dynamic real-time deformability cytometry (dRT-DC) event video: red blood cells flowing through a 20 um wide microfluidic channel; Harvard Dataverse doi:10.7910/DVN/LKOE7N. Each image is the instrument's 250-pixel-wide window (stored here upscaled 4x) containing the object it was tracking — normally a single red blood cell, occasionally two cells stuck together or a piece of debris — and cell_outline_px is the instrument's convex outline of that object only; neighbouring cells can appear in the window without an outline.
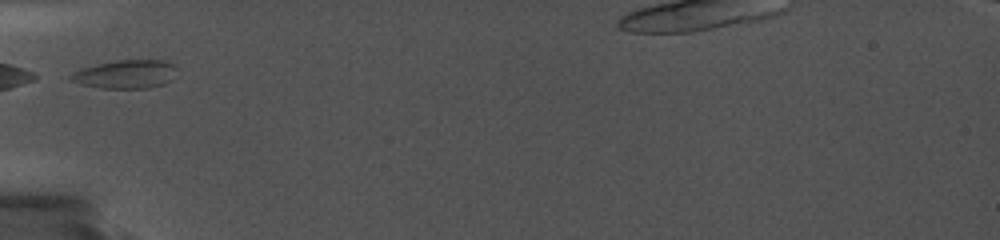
{"species": "common noctule bat (a hibernating species)", "species_latin": "Nyctalus noctula", "temperature_condition": "cold", "stored_images_in_passage": 32, "camera_frame_rate_fps": 5000, "um_per_image_px": 0.085, "animal": {"sex": "female", "body_mass_g": 19.0, "forearm_length_mm": 56.7}, "frame": {"image": 1, "passage_image": 1, "time_ms": 0.0, "image_size_px": [1000, 240], "cell_outline_px": [[180, 68], [172, 80], [164, 84], [148, 88], [100, 88], [80, 84], [72, 80], [68, 76], [84, 68], [96, 64], [116, 60], [168, 60], [176, 64]], "centroid_in_image_um": [10.8, 6.3], "position_along_channel_um": 74.2, "area_um2": 17.86}}
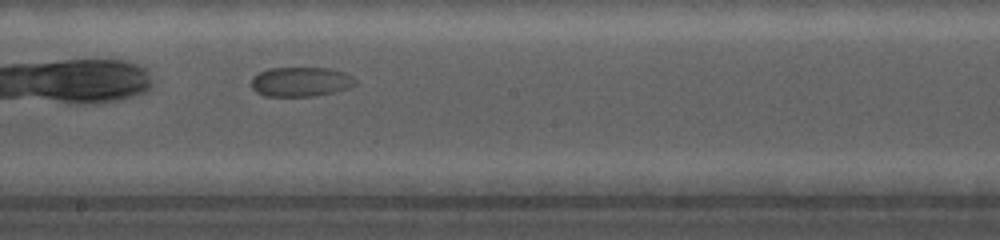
{"frame": {"image": 2, "passage_image": 14, "time_ms": 4.4, "image_size_px": [1000, 240], "cell_outline_px": [[356, 84], [348, 88], [316, 96], [264, 96], [256, 92], [252, 88], [252, 76], [268, 68], [328, 68], [344, 72], [352, 76], [356, 80]], "centroid_in_image_um": [25.55, 6.95], "position_along_channel_um": 222.6, "area_um2": 17.92}}